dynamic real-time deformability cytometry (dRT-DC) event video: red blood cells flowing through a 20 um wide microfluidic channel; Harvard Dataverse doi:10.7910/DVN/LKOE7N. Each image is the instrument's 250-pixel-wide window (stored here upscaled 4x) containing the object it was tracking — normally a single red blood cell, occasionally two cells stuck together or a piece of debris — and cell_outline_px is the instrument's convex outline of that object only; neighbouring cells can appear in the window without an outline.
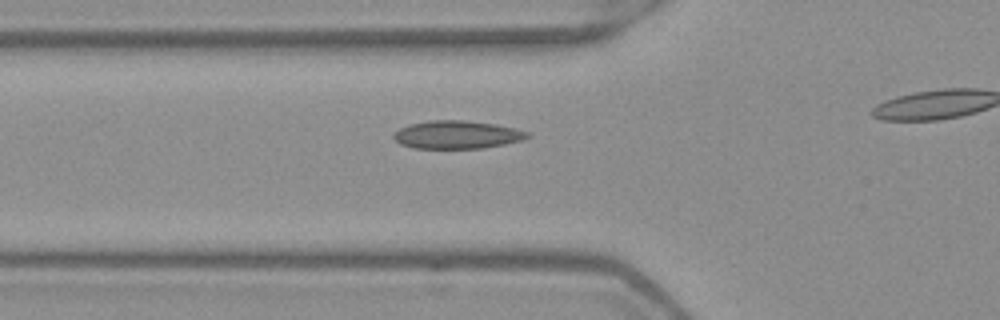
{"species": "Egyptian fruit bat (a non-hibernating species)", "species_latin": "Rousettus aegyptiacus", "temperature_condition": "warm", "stored_images_in_passage": 19, "camera_frame_rate_fps": 3000, "um_per_image_px": 0.085, "frame": {"image": 1, "passage_image": 14, "time_ms": 4.333, "image_size_px": [1000, 320], "cell_outline_px": [[532, 136], [524, 140], [484, 148], [412, 148], [400, 144], [392, 136], [392, 132], [408, 124], [428, 120], [464, 120], [496, 124], [516, 128], [528, 132]], "centroid_in_image_um": [38.84, 11.44], "position_along_channel_um": 87.0, "area_um2": 22.14}}